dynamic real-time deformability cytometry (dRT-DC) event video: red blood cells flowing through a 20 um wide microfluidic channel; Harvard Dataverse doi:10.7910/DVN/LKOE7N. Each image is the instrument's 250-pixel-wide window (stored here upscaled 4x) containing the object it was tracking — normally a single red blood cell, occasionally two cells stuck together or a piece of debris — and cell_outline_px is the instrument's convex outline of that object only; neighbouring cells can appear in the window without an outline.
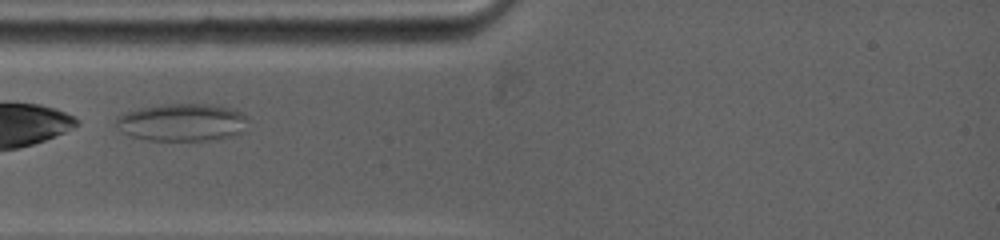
{"species": "common noctule bat (a hibernating species)", "species_latin": "Nyctalus noctula", "temperature_condition": "warm", "stored_images_in_passage": 23, "camera_frame_rate_fps": 5000, "um_per_image_px": 0.085, "animal": {"sex": "female", "body_mass_g": 19.0, "forearm_length_mm": 53.3}, "frame": {"image": 1, "passage_image": 2, "time_ms": 0.4, "image_size_px": [1000, 240], "cell_outline_px": [[248, 120], [240, 132], [228, 136], [204, 140], [148, 140], [132, 136], [124, 132], [116, 124], [116, 116], [140, 108], [160, 104], [208, 104], [232, 108], [248, 116]], "centroid_in_image_um": [15.47, 10.38], "position_along_channel_um": 69.5, "area_um2": 28.44}}
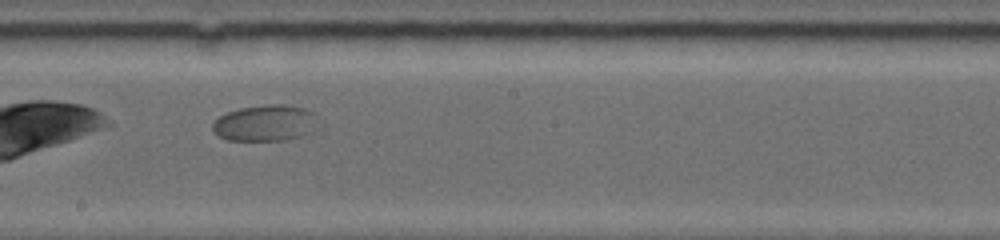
{"frame": {"image": 2, "passage_image": 14, "time_ms": 4.6, "image_size_px": [1000, 240], "cell_outline_px": [[320, 128], [304, 136], [284, 140], [228, 140], [216, 136], [212, 132], [212, 124], [220, 116], [228, 112], [240, 108], [264, 104], [284, 104], [304, 108], [312, 112], [316, 116]], "centroid_in_image_um": [22.59, 10.47], "position_along_channel_um": 225.6, "area_um2": 22.72}}
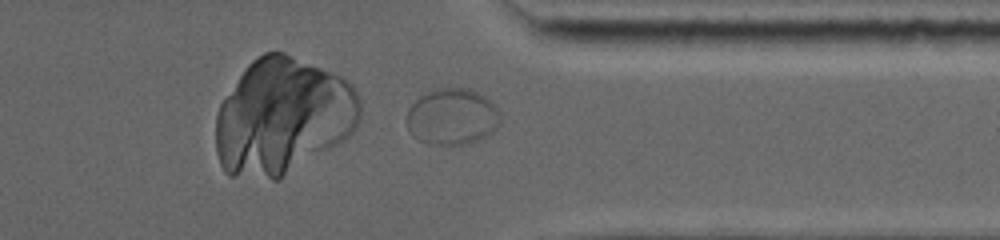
{"frame": {"image": 3, "passage_image": 22, "time_ms": 8.6, "image_size_px": [1000, 240], "cell_outline_px": [[500, 124], [492, 132], [468, 144], [436, 144], [416, 140], [408, 132], [408, 108], [420, 96], [428, 92], [440, 88], [468, 88], [484, 96], [496, 108], [500, 116]], "centroid_in_image_um": [38.41, 9.93], "position_along_channel_um": 373.0, "area_um2": 30.4}}